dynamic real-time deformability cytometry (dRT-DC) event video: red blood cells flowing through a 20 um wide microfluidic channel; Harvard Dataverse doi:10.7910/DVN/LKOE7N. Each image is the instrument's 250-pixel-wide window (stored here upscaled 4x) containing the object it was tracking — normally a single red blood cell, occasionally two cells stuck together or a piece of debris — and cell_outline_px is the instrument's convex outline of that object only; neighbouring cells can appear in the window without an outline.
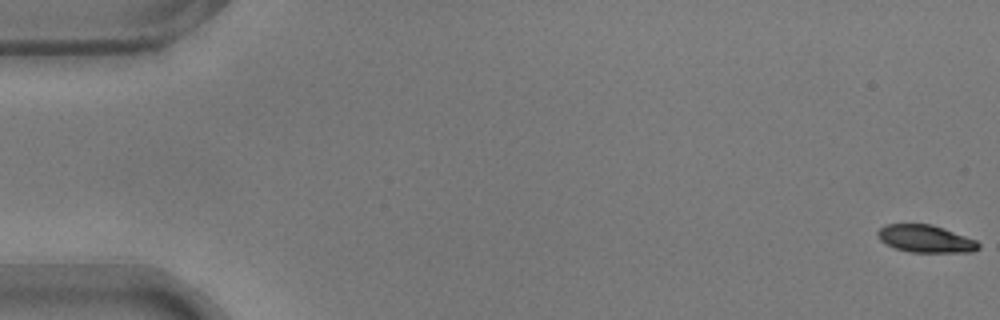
{"species": "common noctule bat (a hibernating species)", "species_latin": "Nyctalus noctula", "temperature_condition": "warm", "stored_images_in_passage": 10, "camera_frame_rate_fps": 3000, "um_per_image_px": 0.085, "animal": {"sex": "male", "body_mass_g": 17.9}, "frame": {"image": 1, "passage_image": 1, "time_ms": 0.0, "image_size_px": [1000, 320], "cell_outline_px": [[980, 248], [972, 252], [912, 252], [896, 248], [880, 240], [876, 232], [884, 224], [932, 224], [944, 228], [976, 240], [980, 244]], "centroid_in_image_um": [78.69, 20.29], "position_along_channel_um": 6.3, "area_um2": 16.07}}